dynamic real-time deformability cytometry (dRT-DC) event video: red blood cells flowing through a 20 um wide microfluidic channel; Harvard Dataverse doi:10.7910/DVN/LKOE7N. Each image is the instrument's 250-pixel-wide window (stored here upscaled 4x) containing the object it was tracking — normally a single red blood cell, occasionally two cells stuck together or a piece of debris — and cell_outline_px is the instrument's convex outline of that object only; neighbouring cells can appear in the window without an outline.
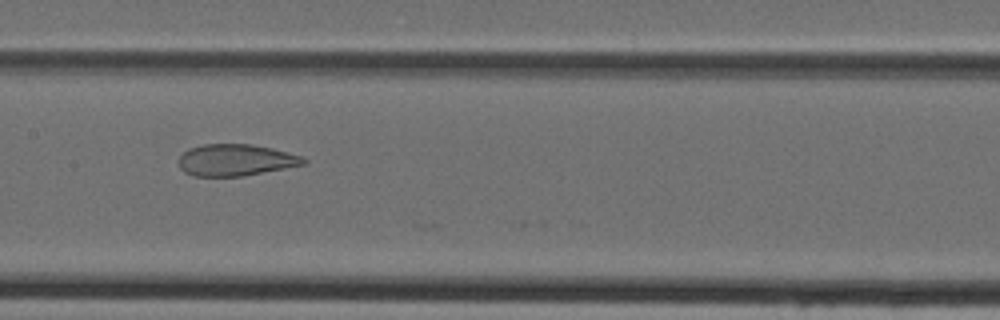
{"species": "Egyptian fruit bat (a non-hibernating species)", "species_latin": "Rousettus aegyptiacus", "temperature_condition": "cold", "stored_images_in_passage": 24, "camera_frame_rate_fps": 3000, "um_per_image_px": 0.085, "animal": {"sex": "female"}, "frame": {"image": 1, "passage_image": 23, "time_ms": 7.333, "image_size_px": [1000, 320], "cell_outline_px": [[308, 164], [244, 176], [192, 176], [184, 172], [180, 168], [176, 160], [188, 148], [204, 144], [252, 144], [272, 148], [300, 156], [308, 160]], "centroid_in_image_um": [20.01, 13.61], "position_along_channel_um": 187.4, "area_um2": 23.29}}